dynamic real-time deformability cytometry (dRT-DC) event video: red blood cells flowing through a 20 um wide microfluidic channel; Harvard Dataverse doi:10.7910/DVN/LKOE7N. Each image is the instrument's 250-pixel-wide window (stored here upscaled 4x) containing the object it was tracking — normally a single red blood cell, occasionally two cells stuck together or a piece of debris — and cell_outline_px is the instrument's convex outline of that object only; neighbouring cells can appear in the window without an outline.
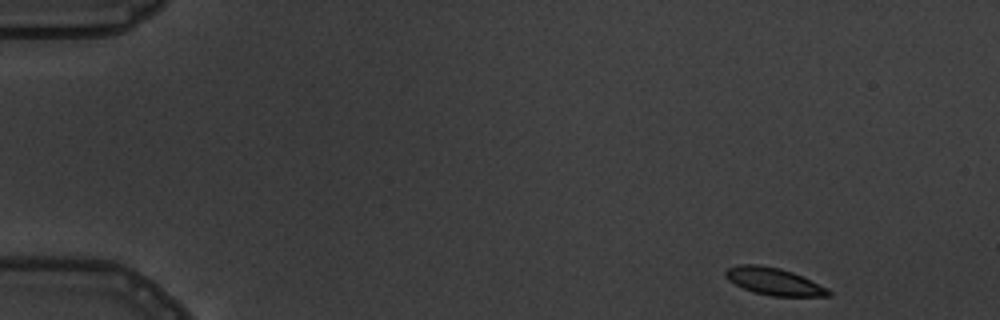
{"species": "common noctule bat (a hibernating species)", "species_latin": "Nyctalus noctula", "temperature_condition": "warm", "stored_images_in_passage": 6, "camera_frame_rate_fps": 3000, "um_per_image_px": 0.085, "animal": {"sex": "male", "body_mass_g": 19.5, "forearm_length_mm": 54.6}, "frame": {"image": 1, "passage_image": 1, "time_ms": 0.0, "image_size_px": [1000, 320], "cell_outline_px": [[832, 296], [772, 296], [752, 292], [728, 280], [724, 276], [724, 272], [728, 268], [740, 264], [760, 264], [780, 268], [792, 272], [828, 288], [832, 292]], "centroid_in_image_um": [65.78, 23.92], "position_along_channel_um": 19.2, "area_um2": 16.36}}
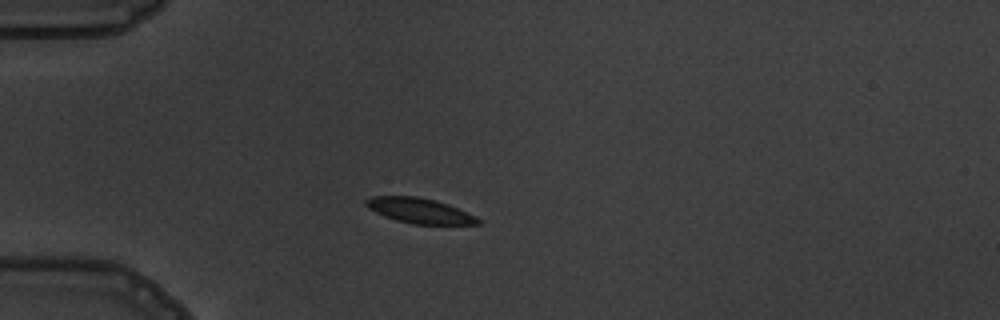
{"frame": {"image": 2, "passage_image": 3, "time_ms": 3.333, "image_size_px": [1000, 320], "cell_outline_px": [[480, 224], [412, 224], [396, 220], [384, 216], [368, 208], [364, 204], [364, 200], [372, 196], [416, 196], [436, 200], [448, 204], [476, 216], [480, 220]], "centroid_in_image_um": [35.64, 17.9], "position_along_channel_um": 49.4, "area_um2": 16.42}}